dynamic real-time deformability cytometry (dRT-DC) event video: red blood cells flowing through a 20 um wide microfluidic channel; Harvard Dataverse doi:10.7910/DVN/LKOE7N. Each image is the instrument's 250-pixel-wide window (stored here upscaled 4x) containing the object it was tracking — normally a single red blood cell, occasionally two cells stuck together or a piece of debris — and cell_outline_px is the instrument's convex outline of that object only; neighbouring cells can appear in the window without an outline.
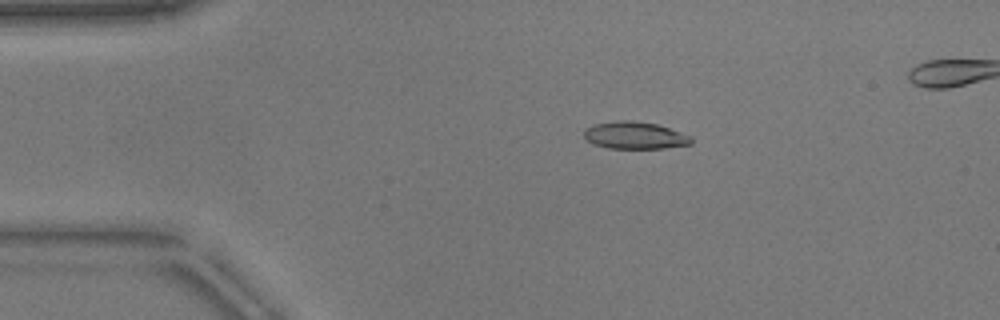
{"species": "common noctule bat (a hibernating species)", "species_latin": "Nyctalus noctula", "temperature_condition": "warm", "stored_images_in_passage": 46, "camera_frame_rate_fps": 3000, "um_per_image_px": 0.085, "animal": {"sex": "male", "body_mass_g": 17.9}, "frame": {"image": 1, "passage_image": 6, "time_ms": 1.667, "image_size_px": [1000, 320], "cell_outline_px": [[692, 144], [664, 148], [608, 148], [596, 144], [588, 140], [584, 136], [584, 128], [592, 124], [616, 120], [628, 120], [656, 124], [692, 136]], "centroid_in_image_um": [53.95, 11.5], "position_along_channel_um": 31.1, "area_um2": 16.94}}
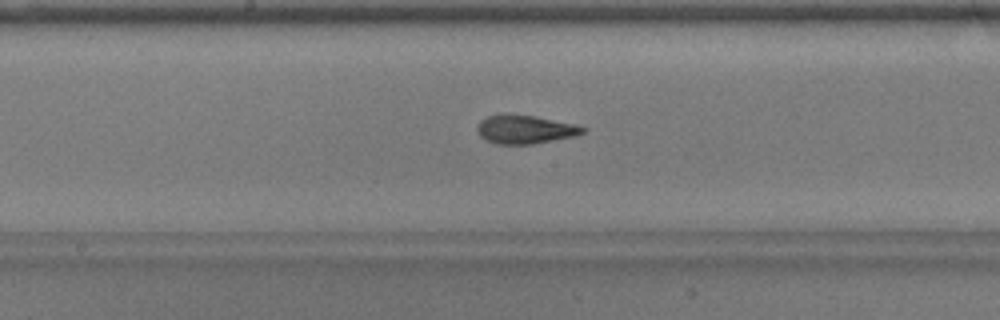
{"frame": {"image": 2, "passage_image": 23, "time_ms": 7.333, "image_size_px": [1000, 320], "cell_outline_px": [[588, 128], [584, 132], [576, 136], [532, 144], [496, 144], [480, 136], [476, 132], [476, 128], [480, 120], [488, 116], [508, 112], [536, 116], [572, 124]], "centroid_in_image_um": [44.59, 10.98], "position_along_channel_um": 203.6, "area_um2": 17.8}}
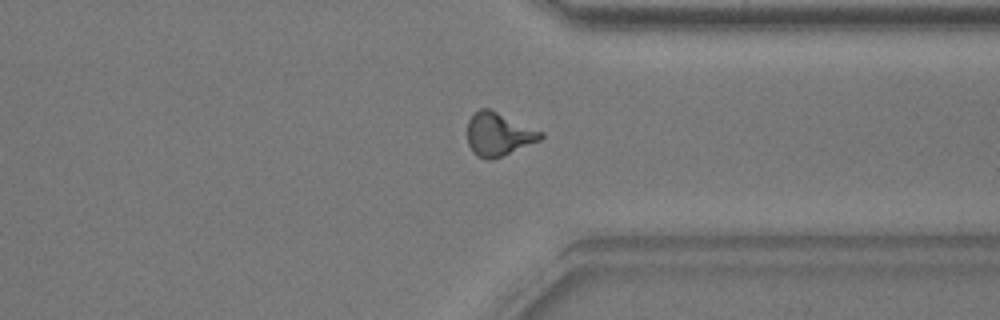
{"frame": {"image": 3, "passage_image": 36, "time_ms": 11.667, "image_size_px": [1000, 320], "cell_outline_px": [[544, 136], [540, 140], [500, 156], [488, 160], [476, 156], [472, 152], [468, 144], [468, 120], [480, 108], [488, 108], [544, 132]], "centroid_in_image_um": [42.36, 11.41], "position_along_channel_um": 369.0, "area_um2": 18.21}}